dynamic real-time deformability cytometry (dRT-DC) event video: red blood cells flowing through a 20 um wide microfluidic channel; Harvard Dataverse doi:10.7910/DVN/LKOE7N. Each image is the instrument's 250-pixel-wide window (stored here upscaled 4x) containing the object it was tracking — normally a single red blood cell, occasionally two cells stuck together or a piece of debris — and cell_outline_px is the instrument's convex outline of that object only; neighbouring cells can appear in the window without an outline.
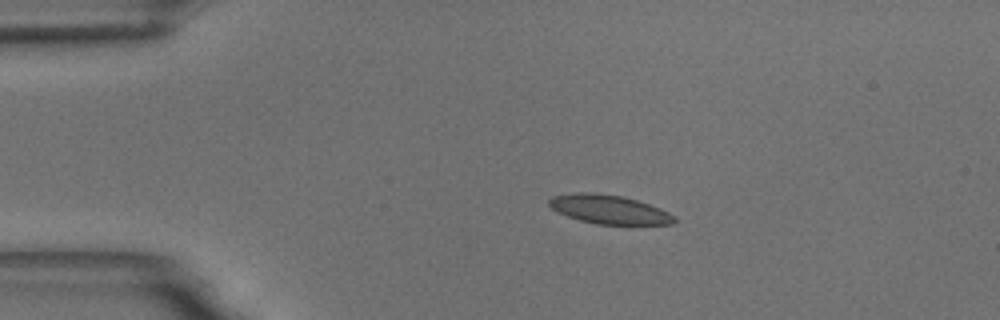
{"species": "common noctule bat (a hibernating species)", "species_latin": "Nyctalus noctula", "temperature_condition": "room temperature", "stored_images_in_passage": 45, "camera_frame_rate_fps": 3000, "um_per_image_px": 0.085, "animal": {"sex": "male", "body_mass_g": 18.8}, "frame": {"image": 1, "passage_image": 1, "time_ms": 0.0, "image_size_px": [1000, 320], "cell_outline_px": [[676, 220], [672, 224], [596, 224], [580, 220], [556, 212], [548, 204], [548, 200], [552, 196], [576, 192], [596, 192], [624, 196], [660, 208], [676, 216]], "centroid_in_image_um": [51.75, 17.79], "position_along_channel_um": 33.3, "area_um2": 21.15}}
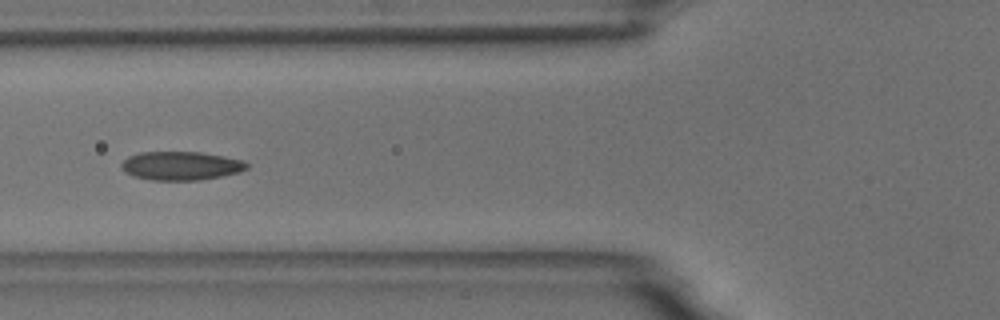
{"frame": {"image": 2, "passage_image": 11, "time_ms": 3.333, "image_size_px": [1000, 320], "cell_outline_px": [[248, 168], [240, 172], [200, 180], [152, 180], [132, 176], [124, 172], [120, 168], [120, 164], [128, 156], [140, 152], [200, 152], [224, 156], [240, 160], [248, 164]], "centroid_in_image_um": [15.33, 14.09], "position_along_channel_um": 110.5, "area_um2": 20.98}}
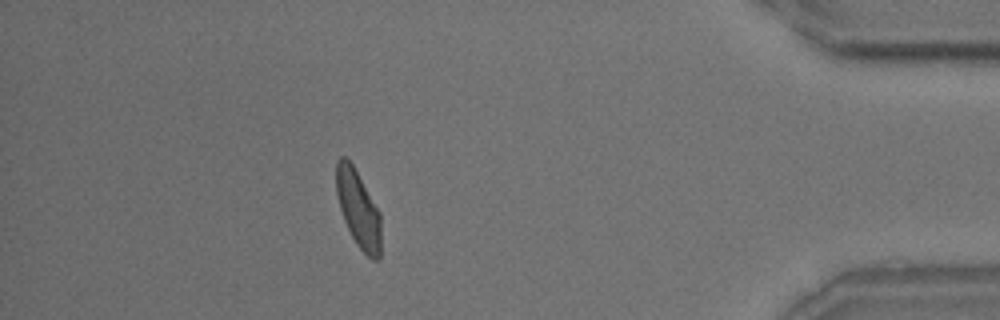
{"frame": {"image": 3, "passage_image": 39, "time_ms": 12.667, "image_size_px": [1000, 320], "cell_outline_px": [[380, 260], [372, 260], [356, 244], [344, 220], [340, 208], [336, 192], [336, 160], [340, 156], [344, 156], [352, 164], [380, 212]], "centroid_in_image_um": [30.44, 17.76], "position_along_channel_um": 404.8, "area_um2": 19.88}, "authors_computed_cell_mechanics": {"area_um2": 20.808, "velocity_mm_per_s": 3.6448, "shape_relaxation_time_tau1_ms": 5.5182, "shape_relaxation_time_tau2_ms": 1.4168, "deformation_change_tau1": 0.1229, "deformation_change_tau2": 0.0738}}